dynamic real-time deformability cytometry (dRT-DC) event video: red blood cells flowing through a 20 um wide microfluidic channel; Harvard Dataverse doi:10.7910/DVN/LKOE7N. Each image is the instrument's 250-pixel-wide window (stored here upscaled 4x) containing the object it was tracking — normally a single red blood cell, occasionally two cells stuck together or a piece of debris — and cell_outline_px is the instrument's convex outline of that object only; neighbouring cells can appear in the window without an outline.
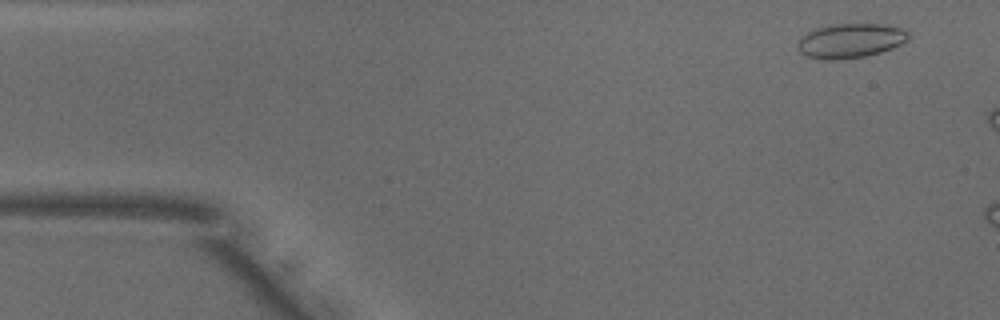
{"species": "common noctule bat (a hibernating species)", "species_latin": "Nyctalus noctula", "temperature_condition": "warm", "stored_images_in_passage": 8, "camera_frame_rate_fps": 3000, "um_per_image_px": 0.085, "animal": {"sex": "male", "body_mass_g": 18.8}, "frame": {"image": 1, "passage_image": 3, "time_ms": 0.667, "image_size_px": [1000, 320], "cell_outline_px": [[908, 40], [892, 48], [880, 52], [864, 56], [836, 60], [828, 60], [808, 56], [800, 52], [796, 48], [796, 44], [800, 36], [816, 28], [828, 24], [884, 24], [900, 28], [908, 32]], "centroid_in_image_um": [72.24, 3.45], "position_along_channel_um": 12.8, "area_um2": 22.25}}